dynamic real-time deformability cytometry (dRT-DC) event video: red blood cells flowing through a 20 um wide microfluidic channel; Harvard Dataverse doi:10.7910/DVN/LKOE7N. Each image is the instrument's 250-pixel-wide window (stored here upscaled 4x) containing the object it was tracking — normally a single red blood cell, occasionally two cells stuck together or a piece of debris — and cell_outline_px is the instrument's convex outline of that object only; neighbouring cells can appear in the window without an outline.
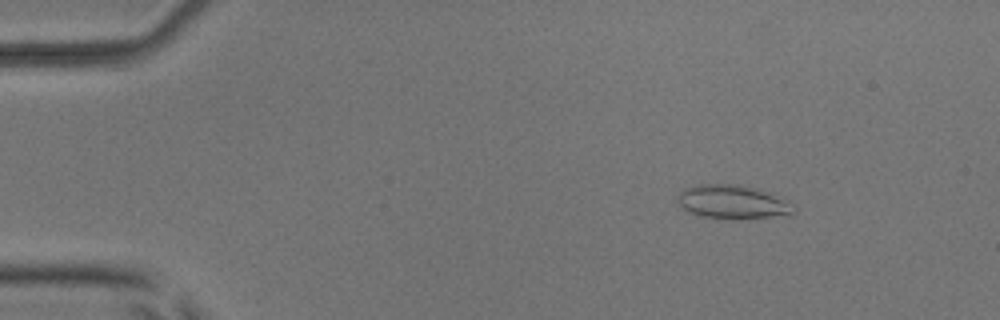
{"species": "common noctule bat (a hibernating species)", "species_latin": "Nyctalus noctula", "temperature_condition": "room temperature", "stored_images_in_passage": 5, "camera_frame_rate_fps": 3000, "um_per_image_px": 0.085, "animal": {"sex": "male", "body_mass_g": 17.9, "forearm_length_mm": 54.2}, "frame": {"image": 1, "passage_image": 3, "time_ms": 2.333, "image_size_px": [1000, 320], "cell_outline_px": [[796, 212], [792, 216], [740, 220], [732, 220], [700, 216], [688, 212], [680, 204], [676, 196], [684, 188], [700, 184], [732, 184], [772, 192]], "centroid_in_image_um": [62.26, 17.21], "position_along_channel_um": 22.7, "area_um2": 23.06}}